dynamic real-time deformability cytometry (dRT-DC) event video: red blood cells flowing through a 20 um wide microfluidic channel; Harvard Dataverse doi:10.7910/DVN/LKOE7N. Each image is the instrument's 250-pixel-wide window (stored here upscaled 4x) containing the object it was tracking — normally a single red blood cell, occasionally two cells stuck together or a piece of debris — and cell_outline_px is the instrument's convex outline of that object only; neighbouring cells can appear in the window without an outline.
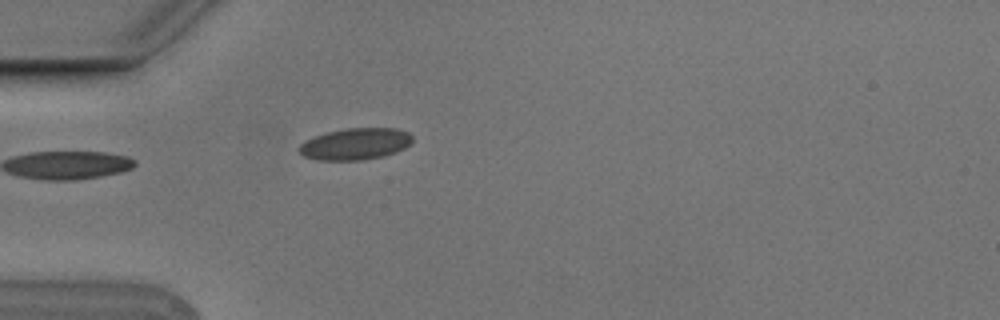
{"species": "Egyptian fruit bat (a non-hibernating species)", "species_latin": "Rousettus aegyptiacus", "temperature_condition": "cold", "stored_images_in_passage": 1, "camera_frame_rate_fps": 3000, "um_per_image_px": 0.085, "animal": {"sex": "male"}, "frame": {"image": 1, "passage_image": 1, "time_ms": 0.0, "image_size_px": [1000, 320], "cell_outline_px": [[412, 140], [404, 148], [396, 152], [384, 156], [364, 160], [320, 160], [304, 156], [300, 152], [300, 144], [304, 140], [328, 132], [348, 128], [396, 128], [408, 132], [412, 136]], "centroid_in_image_um": [30.22, 12.23], "position_along_channel_um": 54.8, "area_um2": 20.75}}